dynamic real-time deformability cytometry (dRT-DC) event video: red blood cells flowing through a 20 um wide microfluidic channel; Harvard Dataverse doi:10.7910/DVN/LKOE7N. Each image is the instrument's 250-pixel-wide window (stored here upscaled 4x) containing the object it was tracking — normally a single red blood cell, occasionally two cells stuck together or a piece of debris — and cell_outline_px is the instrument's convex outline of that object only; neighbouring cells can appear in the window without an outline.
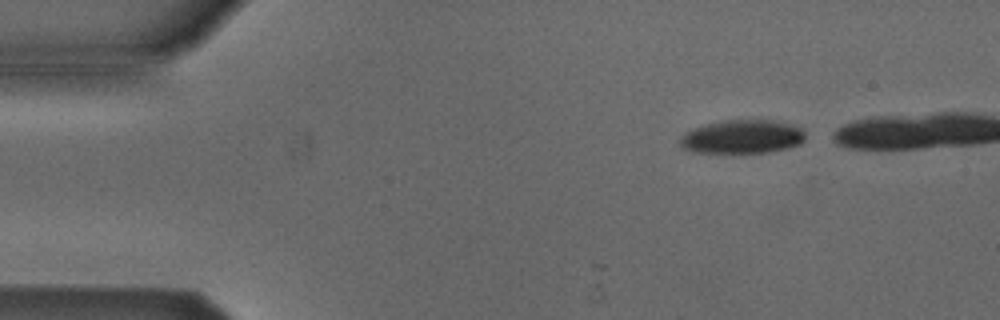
{"species": "Egyptian fruit bat (a non-hibernating species)", "species_latin": "Rousettus aegyptiacus", "temperature_condition": "cold", "stored_images_in_passage": 2, "camera_frame_rate_fps": 3000, "um_per_image_px": 0.085, "animal": {"sex": "male"}, "frame": {"image": 1, "passage_image": 2, "time_ms": 1.333, "image_size_px": [1000, 320], "cell_outline_px": [[804, 140], [800, 144], [768, 152], [692, 152], [680, 148], [680, 136], [684, 132], [692, 128], [704, 124], [728, 120], [768, 120], [800, 128], [804, 132]], "centroid_in_image_um": [62.99, 11.63], "position_along_channel_um": 22.0, "area_um2": 24.22}}